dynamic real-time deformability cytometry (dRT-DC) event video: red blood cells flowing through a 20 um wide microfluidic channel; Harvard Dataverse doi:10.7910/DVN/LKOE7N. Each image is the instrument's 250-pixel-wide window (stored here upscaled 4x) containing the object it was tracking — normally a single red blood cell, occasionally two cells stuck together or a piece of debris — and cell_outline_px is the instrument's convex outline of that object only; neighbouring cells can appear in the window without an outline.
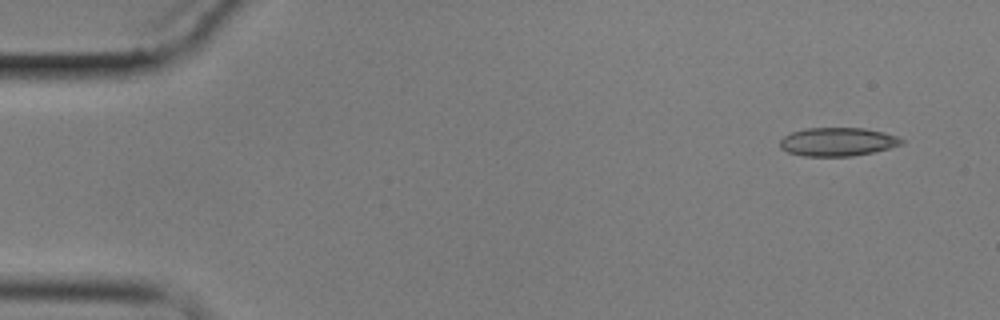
{"species": "common noctule bat (a hibernating species)", "species_latin": "Nyctalus noctula", "temperature_condition": "cold", "stored_images_in_passage": 6, "camera_frame_rate_fps": 3000, "um_per_image_px": 0.085, "animal": {"sex": "male", "body_mass_g": 17.9}, "frame": {"image": 1, "passage_image": 1, "time_ms": 0.0, "image_size_px": [1000, 320], "cell_outline_px": [[904, 144], [872, 152], [852, 156], [804, 156], [788, 152], [780, 148], [780, 140], [784, 136], [792, 132], [804, 128], [864, 128], [884, 132], [896, 136], [904, 140]], "centroid_in_image_um": [71.19, 12.05], "position_along_channel_um": 13.8, "area_um2": 20.17}}
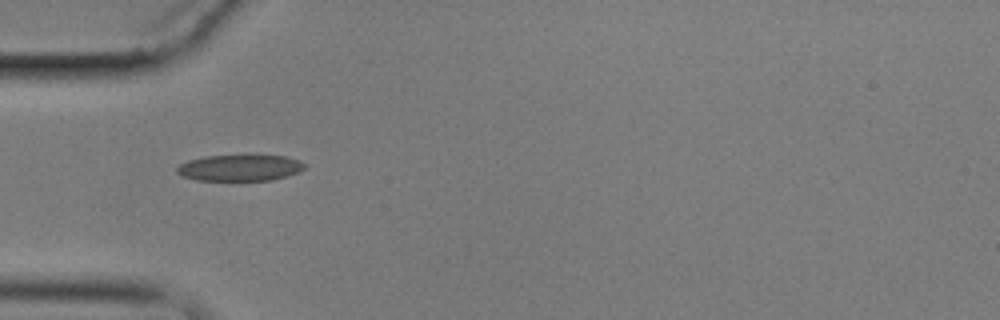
{"frame": {"image": 2, "passage_image": 5, "time_ms": 4.667, "image_size_px": [1000, 320], "cell_outline_px": [[308, 164], [304, 168], [296, 172], [272, 180], [196, 180], [184, 176], [176, 172], [176, 168], [180, 164], [188, 160], [204, 156], [248, 152], [256, 152], [284, 156], [300, 160]], "centroid_in_image_um": [20.41, 14.19], "position_along_channel_um": 64.6, "area_um2": 20.52}}
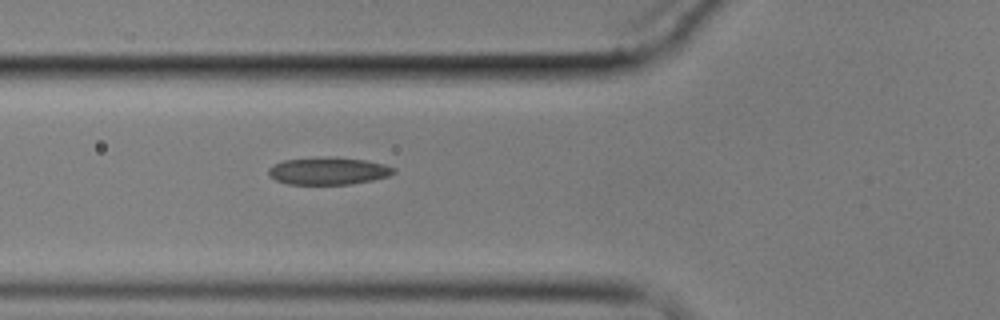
{"frame": {"image": 3, "passage_image": 6, "time_ms": 5.667, "image_size_px": [1000, 320], "cell_outline_px": [[396, 172], [388, 176], [372, 180], [352, 184], [288, 184], [276, 180], [268, 176], [268, 168], [284, 160], [364, 160], [384, 164], [396, 168]], "centroid_in_image_um": [27.93, 14.59], "position_along_channel_um": 97.9, "area_um2": 18.84}}